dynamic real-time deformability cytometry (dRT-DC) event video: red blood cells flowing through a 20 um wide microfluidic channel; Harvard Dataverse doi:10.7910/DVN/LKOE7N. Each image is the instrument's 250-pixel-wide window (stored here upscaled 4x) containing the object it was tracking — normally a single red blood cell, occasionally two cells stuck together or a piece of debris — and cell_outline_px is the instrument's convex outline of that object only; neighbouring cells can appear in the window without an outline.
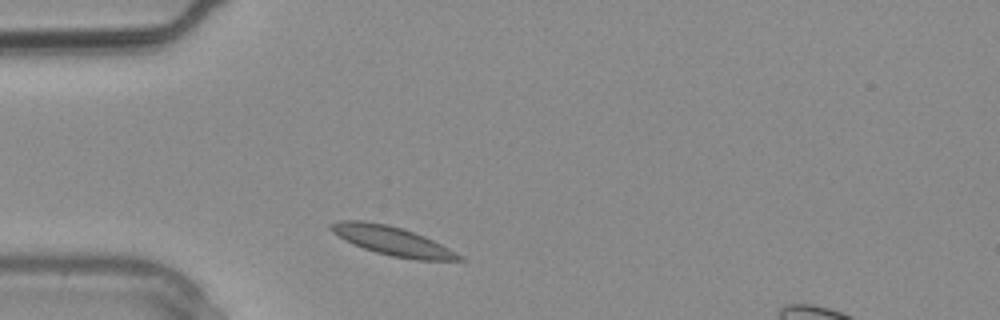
{"species": "common noctule bat (a hibernating species)", "species_latin": "Nyctalus noctula", "temperature_condition": "warm", "stored_images_in_passage": 2, "segment_of_instrument_passage": [1, 2], "camera_frame_rate_fps": 3000, "um_per_image_px": 0.085, "animal": {"sex": "male", "body_mass_g": 20.4}, "frame": {"image": 1, "passage_image": 1, "time_ms": 0.0, "image_size_px": [1000, 320], "cell_outline_px": [[468, 260], [416, 260], [392, 256], [376, 252], [352, 244], [344, 240], [332, 232], [328, 228], [328, 224], [340, 220], [364, 220], [388, 224], [424, 236], [464, 256]], "centroid_in_image_um": [33.31, 20.47], "position_along_channel_um": 51.7, "area_um2": 21.62}}